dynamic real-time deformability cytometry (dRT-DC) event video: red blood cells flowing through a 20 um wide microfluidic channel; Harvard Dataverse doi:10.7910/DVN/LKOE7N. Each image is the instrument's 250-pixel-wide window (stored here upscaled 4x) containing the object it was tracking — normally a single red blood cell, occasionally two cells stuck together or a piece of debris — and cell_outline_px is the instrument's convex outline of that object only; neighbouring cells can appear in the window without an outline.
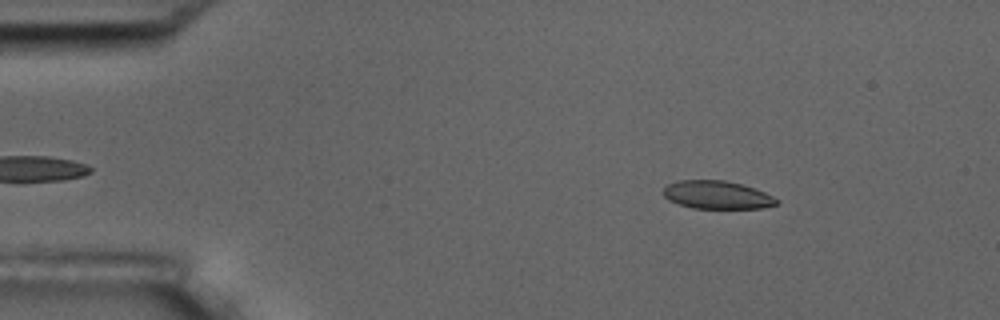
{"species": "common noctule bat (a hibernating species)", "species_latin": "Nyctalus noctula", "temperature_condition": "room temperature", "stored_images_in_passage": 54, "camera_frame_rate_fps": 3000, "um_per_image_px": 0.085, "animal": {"sex": "male", "body_mass_g": 17.5, "forearm_length_mm": 52.3}, "frame": {"image": 1, "passage_image": 6, "time_ms": 1.667, "image_size_px": [1000, 320], "cell_outline_px": [[780, 204], [760, 208], [692, 208], [668, 200], [660, 192], [668, 184], [676, 180], [724, 180], [744, 184], [764, 192], [780, 200]], "centroid_in_image_um": [60.94, 16.56], "position_along_channel_um": 24.1, "area_um2": 18.73}}
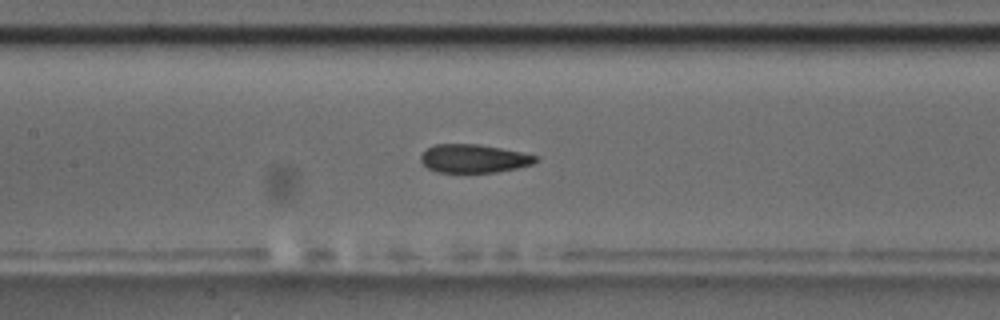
{"frame": {"image": 2, "passage_image": 24, "time_ms": 7.667, "image_size_px": [1000, 320], "cell_outline_px": [[540, 160], [532, 164], [516, 168], [496, 172], [436, 172], [428, 168], [420, 160], [420, 156], [428, 148], [436, 144], [480, 144], [520, 152], [536, 156]], "centroid_in_image_um": [40.26, 13.47], "position_along_channel_um": 167.1, "area_um2": 18.84}}
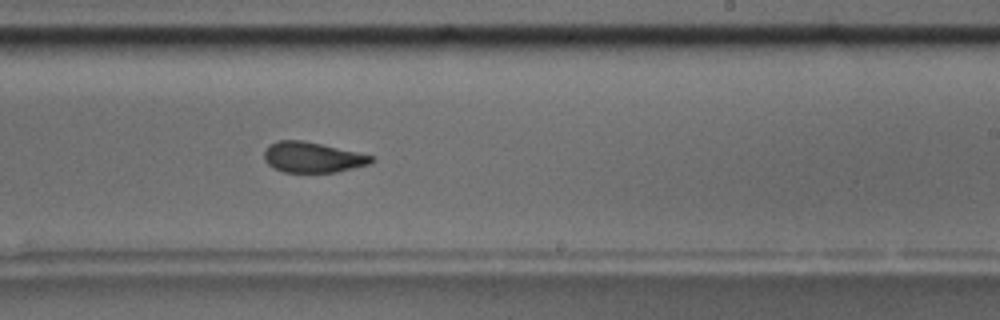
{"frame": {"image": 3, "passage_image": 32, "time_ms": 10.333, "image_size_px": [1000, 320], "cell_outline_px": [[376, 160], [372, 164], [336, 172], [284, 172], [272, 168], [264, 160], [264, 152], [268, 144], [276, 140], [304, 140], [376, 156]], "centroid_in_image_um": [26.59, 13.36], "position_along_channel_um": 262.4, "area_um2": 19.42}, "authors_computed_cell_mechanics": {"area_um2": 19.8254, "velocity_mm_per_s": 3.5937, "shape_relaxation_time_tau1_ms": null, "shape_relaxation_time_tau2_ms": 2.1578, "deformation_change_tau1": null, "deformation_change_tau2": 0.0601}}